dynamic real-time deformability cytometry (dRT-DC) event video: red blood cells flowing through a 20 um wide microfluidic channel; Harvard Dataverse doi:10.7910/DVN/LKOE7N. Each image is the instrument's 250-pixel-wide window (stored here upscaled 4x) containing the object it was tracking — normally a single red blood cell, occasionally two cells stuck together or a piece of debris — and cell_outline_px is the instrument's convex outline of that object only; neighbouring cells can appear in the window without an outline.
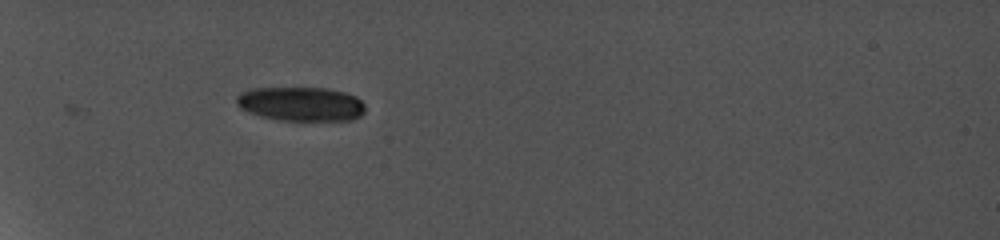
{"species": "common noctule bat (a hibernating species)", "species_latin": "Nyctalus noctula", "temperature_condition": "cold", "stored_images_in_passage": 2, "camera_frame_rate_fps": 5000, "um_per_image_px": 0.085, "animal": {"sex": "female", "body_mass_g": 19.0, "forearm_length_mm": 56.7}, "frame": {"image": 1, "passage_image": 1, "time_ms": 0.0, "image_size_px": [1000, 240], "cell_outline_px": [[364, 112], [360, 116], [348, 120], [288, 120], [264, 116], [252, 112], [244, 108], [236, 100], [236, 96], [240, 92], [252, 88], [328, 88], [344, 92], [356, 96], [364, 104]], "centroid_in_image_um": [25.64, 8.81], "position_along_channel_um": 59.4, "area_um2": 25.09}}